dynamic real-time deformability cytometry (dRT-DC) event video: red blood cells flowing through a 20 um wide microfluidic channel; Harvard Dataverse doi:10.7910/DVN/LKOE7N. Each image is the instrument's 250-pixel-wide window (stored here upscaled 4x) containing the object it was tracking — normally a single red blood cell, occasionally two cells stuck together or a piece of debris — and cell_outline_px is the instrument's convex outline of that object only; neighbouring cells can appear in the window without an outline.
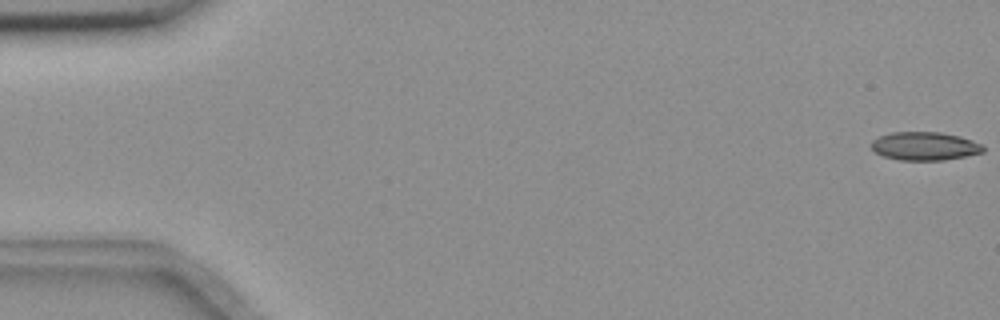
{"species": "common noctule bat (a hibernating species)", "species_latin": "Nyctalus noctula", "temperature_condition": "room temperature", "stored_images_in_passage": 13, "camera_frame_rate_fps": 3000, "um_per_image_px": 0.085, "animal": {"sex": "female", "body_mass_g": 18.4}, "frame": {"image": 1, "passage_image": 1, "time_ms": 0.0, "image_size_px": [1000, 320], "cell_outline_px": [[984, 152], [944, 160], [900, 160], [884, 156], [876, 152], [868, 144], [872, 140], [880, 136], [892, 132], [940, 132], [960, 136], [984, 144]], "centroid_in_image_um": [78.61, 12.41], "position_along_channel_um": 6.4, "area_um2": 18.55}}